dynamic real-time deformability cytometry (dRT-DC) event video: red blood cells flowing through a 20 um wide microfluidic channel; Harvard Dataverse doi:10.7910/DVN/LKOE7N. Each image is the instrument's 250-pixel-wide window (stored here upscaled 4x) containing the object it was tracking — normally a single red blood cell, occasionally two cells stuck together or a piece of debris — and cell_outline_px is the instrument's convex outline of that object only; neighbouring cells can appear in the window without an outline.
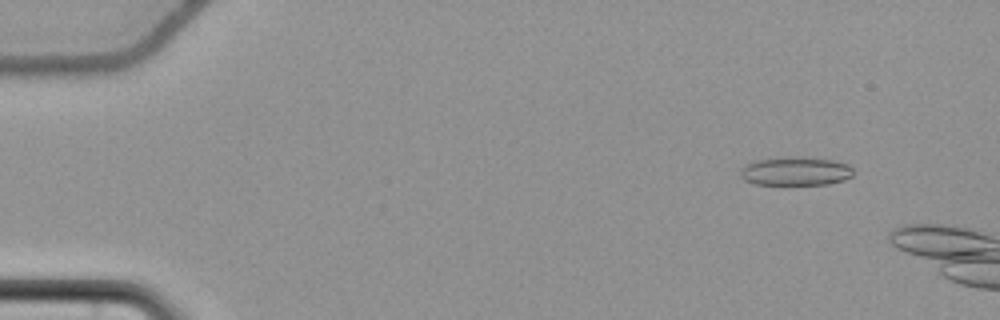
{"species": "common noctule bat (a hibernating species)", "species_latin": "Nyctalus noctula", "temperature_condition": "cold", "stored_images_in_passage": 12, "camera_frame_rate_fps": 3000, "um_per_image_px": 0.085, "animal": {"sex": "female", "body_mass_g": 22.7, "forearm_length_mm": 54.2}, "frame": {"image": 1, "passage_image": 7, "time_ms": 2.0, "image_size_px": [1000, 320], "cell_outline_px": [[852, 176], [844, 180], [828, 184], [756, 184], [744, 180], [740, 176], [740, 168], [752, 160], [784, 156], [800, 156], [832, 160], [848, 164], [852, 168]], "centroid_in_image_um": [67.58, 14.53], "position_along_channel_um": 17.4, "area_um2": 19.13}}